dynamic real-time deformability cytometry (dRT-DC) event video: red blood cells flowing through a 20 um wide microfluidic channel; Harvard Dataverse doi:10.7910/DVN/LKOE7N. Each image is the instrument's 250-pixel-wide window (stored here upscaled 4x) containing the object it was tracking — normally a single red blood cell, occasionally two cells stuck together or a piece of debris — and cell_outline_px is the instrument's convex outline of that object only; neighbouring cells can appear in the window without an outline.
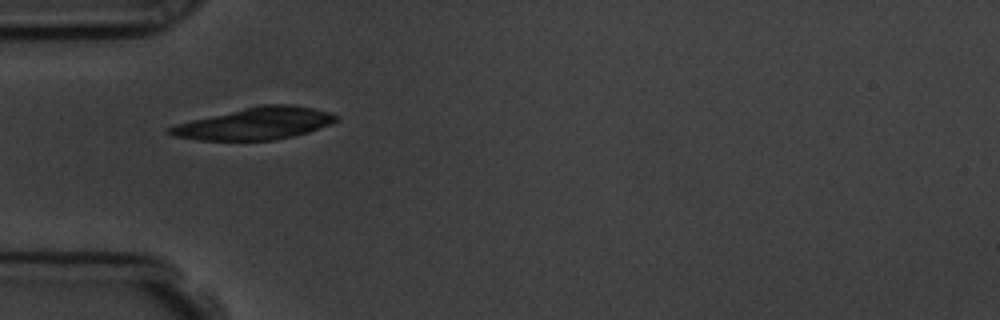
{"species": "common noctule bat (a hibernating species)", "species_latin": "Nyctalus noctula", "temperature_condition": "room temperature", "stored_images_in_passage": 5, "camera_frame_rate_fps": 3000, "um_per_image_px": 0.085, "animal": {"sex": "male", "body_mass_g": 19.5, "forearm_length_mm": 54.6}, "frame": {"image": 1, "passage_image": 4, "time_ms": 3.333, "image_size_px": [1000, 320], "cell_outline_px": [[336, 120], [332, 124], [308, 132], [276, 140], [200, 140], [172, 136], [164, 132], [164, 128], [176, 124], [192, 120], [260, 104], [288, 104], [312, 108], [328, 112], [336, 116]], "centroid_in_image_um": [21.62, 10.51], "position_along_channel_um": 63.4, "area_um2": 30.92}}